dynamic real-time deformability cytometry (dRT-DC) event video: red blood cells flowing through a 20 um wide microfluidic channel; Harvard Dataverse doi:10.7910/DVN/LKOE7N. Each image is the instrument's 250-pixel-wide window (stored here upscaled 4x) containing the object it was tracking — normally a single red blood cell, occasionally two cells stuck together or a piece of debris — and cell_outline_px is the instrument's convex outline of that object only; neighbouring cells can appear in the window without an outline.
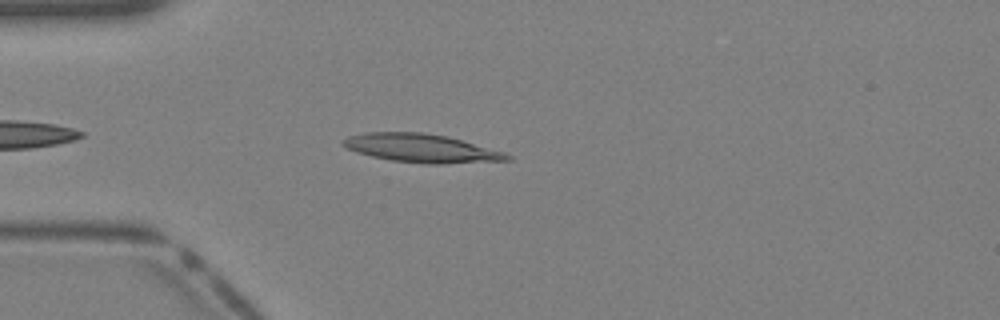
{"species": "Egyptian fruit bat (a non-hibernating species)", "species_latin": "Rousettus aegyptiacus", "temperature_condition": "warm", "stored_images_in_passage": 30, "camera_frame_rate_fps": 3000, "um_per_image_px": 0.085, "animal": {"sex": "female"}, "frame": {"image": 1, "passage_image": 4, "time_ms": 1.0, "image_size_px": [1000, 320], "cell_outline_px": [[512, 160], [444, 164], [424, 164], [392, 160], [372, 156], [356, 152], [340, 144], [348, 136], [364, 132], [424, 132], [448, 136], [504, 152], [512, 156]], "centroid_in_image_um": [35.83, 12.6], "position_along_channel_um": 49.2, "area_um2": 27.28}}
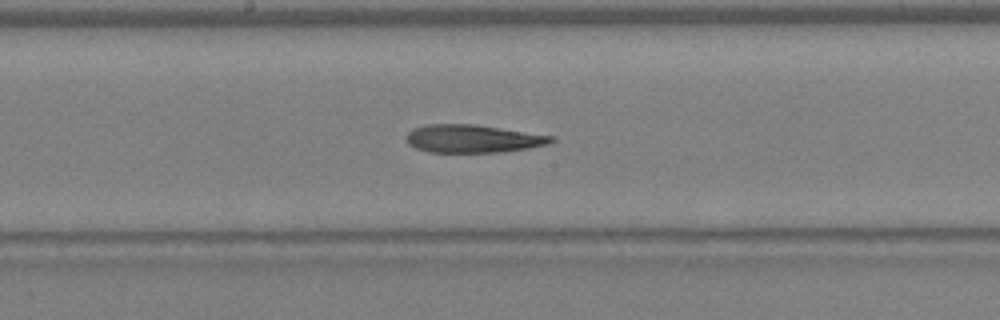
{"frame": {"image": 2, "passage_image": 14, "time_ms": 4.333, "image_size_px": [1000, 320], "cell_outline_px": [[556, 140], [548, 144], [528, 148], [500, 152], [428, 152], [416, 148], [408, 144], [404, 140], [404, 136], [412, 128], [428, 124], [476, 124], [556, 136]], "centroid_in_image_um": [40.17, 11.78], "position_along_channel_um": 208.0, "area_um2": 23.93}}
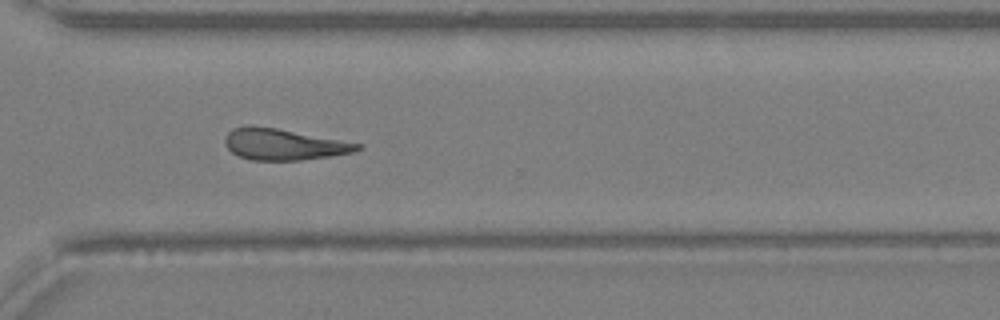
{"frame": {"image": 3, "passage_image": 22, "time_ms": 7.0, "image_size_px": [1000, 320], "cell_outline_px": [[364, 144], [360, 148], [352, 152], [328, 156], [300, 160], [252, 160], [240, 156], [232, 152], [224, 144], [224, 140], [228, 132], [232, 128], [244, 124], [252, 124], [276, 128]], "centroid_in_image_um": [24.05, 12.25], "position_along_channel_um": 346.6, "area_um2": 24.1}}